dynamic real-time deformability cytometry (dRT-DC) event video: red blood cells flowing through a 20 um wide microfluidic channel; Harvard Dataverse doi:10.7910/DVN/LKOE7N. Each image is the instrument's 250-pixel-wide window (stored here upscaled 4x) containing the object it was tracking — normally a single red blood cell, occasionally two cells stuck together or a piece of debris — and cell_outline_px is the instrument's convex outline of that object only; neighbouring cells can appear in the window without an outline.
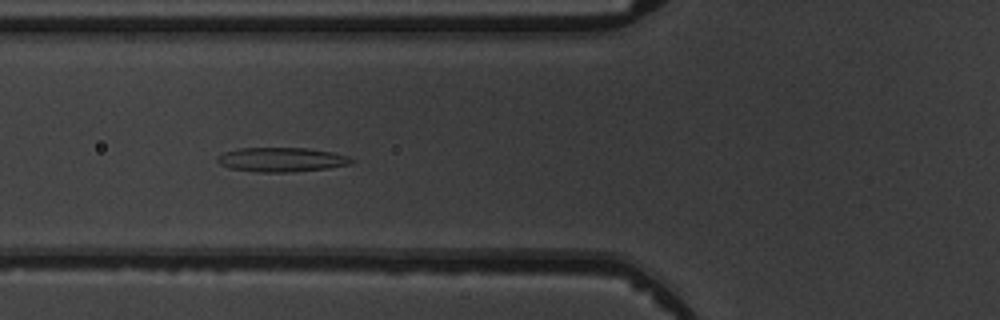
{"species": "common noctule bat (a hibernating species)", "species_latin": "Nyctalus noctula", "temperature_condition": "warm", "stored_images_in_passage": 4, "camera_frame_rate_fps": 3000, "um_per_image_px": 0.085, "animal": {"sex": "male", "body_mass_g": 19.5, "forearm_length_mm": 54.6}, "frame": {"image": 1, "passage_image": 2, "time_ms": 1.0, "image_size_px": [1000, 320], "cell_outline_px": [[356, 160], [352, 164], [328, 168], [288, 172], [252, 172], [232, 168], [220, 164], [216, 160], [224, 152], [236, 148], [308, 148], [332, 152], [348, 156]], "centroid_in_image_um": [23.96, 13.56], "position_along_channel_um": 101.8, "area_um2": 19.02}}
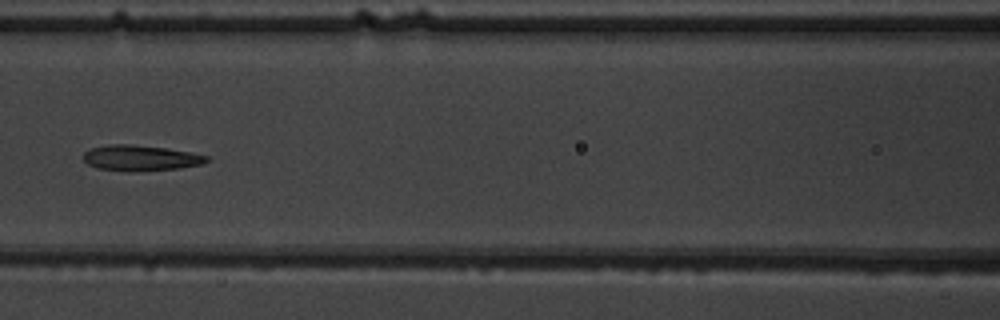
{"frame": {"image": 2, "passage_image": 3, "time_ms": 2.333, "image_size_px": [1000, 320], "cell_outline_px": [[208, 160], [204, 164], [180, 168], [132, 172], [96, 168], [88, 164], [84, 160], [84, 152], [88, 148], [108, 144], [128, 144], [164, 148], [192, 152], [208, 156]], "centroid_in_image_um": [11.93, 13.43], "position_along_channel_um": 154.7, "area_um2": 18.55}}
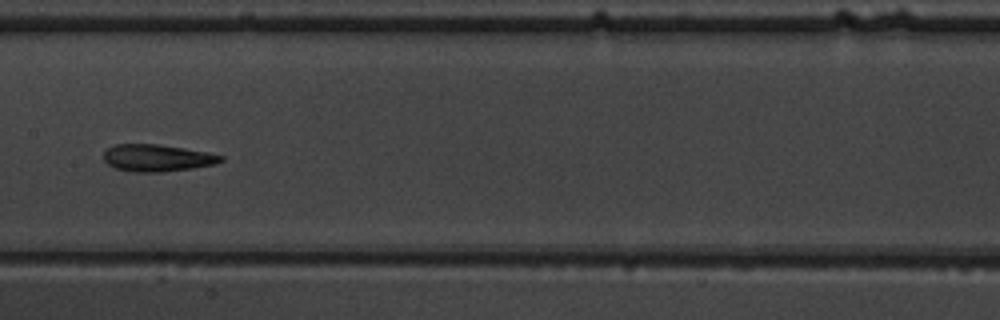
{"frame": {"image": 3, "passage_image": 4, "time_ms": 3.333, "image_size_px": [1000, 320], "cell_outline_px": [[224, 160], [216, 164], [192, 168], [160, 172], [136, 172], [116, 168], [108, 164], [104, 160], [104, 152], [108, 148], [116, 144], [156, 144], [184, 148], [208, 152], [224, 156]], "centroid_in_image_um": [13.38, 13.42], "position_along_channel_um": 194.0, "area_um2": 18.38}}